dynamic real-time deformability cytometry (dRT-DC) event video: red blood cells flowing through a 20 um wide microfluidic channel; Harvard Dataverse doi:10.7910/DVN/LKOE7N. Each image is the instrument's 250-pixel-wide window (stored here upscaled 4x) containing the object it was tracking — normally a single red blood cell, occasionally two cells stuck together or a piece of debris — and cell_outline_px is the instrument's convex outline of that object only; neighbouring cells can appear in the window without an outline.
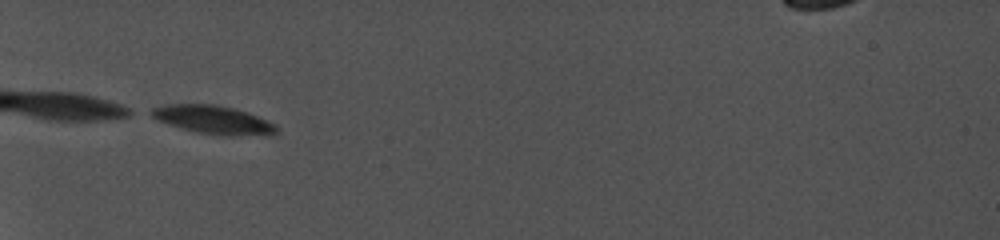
{"species": "common noctule bat (a hibernating species)", "species_latin": "Nyctalus noctula", "temperature_condition": "cold", "stored_images_in_passage": 15, "camera_frame_rate_fps": 5000, "um_per_image_px": 0.085, "animal": {"sex": "female", "body_mass_g": 19.0, "forearm_length_mm": 56.7}, "frame": {"image": 1, "passage_image": 1, "time_ms": 0.0, "image_size_px": [1000, 240], "cell_outline_px": [[280, 128], [276, 132], [232, 136], [224, 136], [196, 132], [180, 128], [168, 124], [144, 112], [152, 108], [168, 104], [216, 104], [248, 112], [268, 120], [276, 124]], "centroid_in_image_um": [18.08, 10.16], "position_along_channel_um": 66.9, "area_um2": 20.63}}